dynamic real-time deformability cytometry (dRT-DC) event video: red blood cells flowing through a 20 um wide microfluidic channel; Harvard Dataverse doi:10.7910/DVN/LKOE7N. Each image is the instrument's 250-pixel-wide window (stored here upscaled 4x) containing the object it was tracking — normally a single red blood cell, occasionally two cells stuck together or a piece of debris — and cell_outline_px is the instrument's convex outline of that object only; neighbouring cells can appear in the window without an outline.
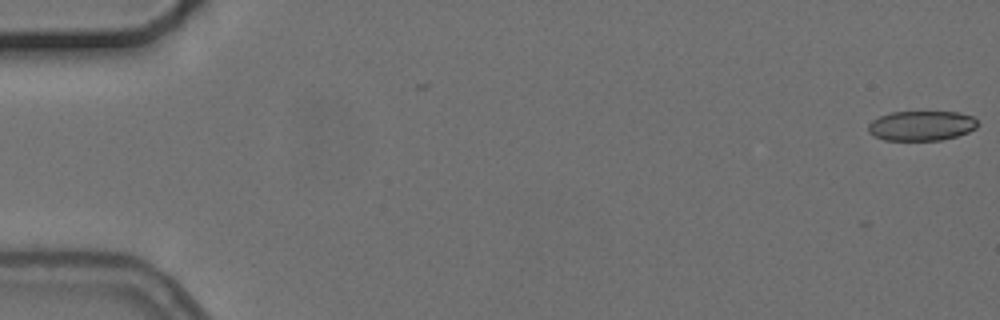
{"species": "common noctule bat (a hibernating species)", "species_latin": "Nyctalus noctula", "temperature_condition": "cold", "stored_images_in_passage": 2, "camera_frame_rate_fps": 3000, "um_per_image_px": 0.085, "animal": {"sex": "female", "body_mass_g": 24.6, "forearm_length_mm": 56.2}, "frame": {"image": 1, "passage_image": 2, "time_ms": 1.333, "image_size_px": [1000, 320], "cell_outline_px": [[980, 124], [976, 128], [968, 132], [956, 136], [940, 140], [884, 140], [868, 132], [868, 124], [872, 120], [880, 116], [892, 112], [960, 112], [972, 116]], "centroid_in_image_um": [78.34, 10.68], "position_along_channel_um": 6.7, "area_um2": 19.02}}